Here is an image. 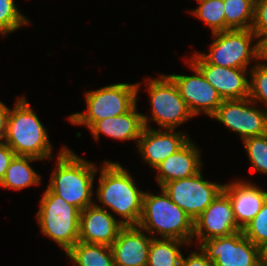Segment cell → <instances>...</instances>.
Wrapping results in <instances>:
<instances>
[{
    "label": "cell",
    "instance_id": "6da1fadb",
    "mask_svg": "<svg viewBox=\"0 0 267 266\" xmlns=\"http://www.w3.org/2000/svg\"><path fill=\"white\" fill-rule=\"evenodd\" d=\"M96 197L105 207L122 217L124 226L138 225L144 192L118 162L106 161L100 171Z\"/></svg>",
    "mask_w": 267,
    "mask_h": 266
},
{
    "label": "cell",
    "instance_id": "7a4b0ae2",
    "mask_svg": "<svg viewBox=\"0 0 267 266\" xmlns=\"http://www.w3.org/2000/svg\"><path fill=\"white\" fill-rule=\"evenodd\" d=\"M56 162L48 188L80 211L93 205L92 188L98 167L67 147L60 150Z\"/></svg>",
    "mask_w": 267,
    "mask_h": 266
},
{
    "label": "cell",
    "instance_id": "3957f363",
    "mask_svg": "<svg viewBox=\"0 0 267 266\" xmlns=\"http://www.w3.org/2000/svg\"><path fill=\"white\" fill-rule=\"evenodd\" d=\"M5 143L17 156L53 159L46 128L24 97H19L9 111Z\"/></svg>",
    "mask_w": 267,
    "mask_h": 266
},
{
    "label": "cell",
    "instance_id": "277c9868",
    "mask_svg": "<svg viewBox=\"0 0 267 266\" xmlns=\"http://www.w3.org/2000/svg\"><path fill=\"white\" fill-rule=\"evenodd\" d=\"M138 226L152 237L156 232L161 238L177 239L190 244L194 238V220L162 188L160 195L144 192Z\"/></svg>",
    "mask_w": 267,
    "mask_h": 266
},
{
    "label": "cell",
    "instance_id": "5b68a950",
    "mask_svg": "<svg viewBox=\"0 0 267 266\" xmlns=\"http://www.w3.org/2000/svg\"><path fill=\"white\" fill-rule=\"evenodd\" d=\"M41 232L67 253L79 241L80 210L48 187L36 214Z\"/></svg>",
    "mask_w": 267,
    "mask_h": 266
},
{
    "label": "cell",
    "instance_id": "8992f818",
    "mask_svg": "<svg viewBox=\"0 0 267 266\" xmlns=\"http://www.w3.org/2000/svg\"><path fill=\"white\" fill-rule=\"evenodd\" d=\"M140 84L117 83L85 92L87 109L68 117L73 124L90 129L97 121L128 112L136 103Z\"/></svg>",
    "mask_w": 267,
    "mask_h": 266
},
{
    "label": "cell",
    "instance_id": "52a82bcc",
    "mask_svg": "<svg viewBox=\"0 0 267 266\" xmlns=\"http://www.w3.org/2000/svg\"><path fill=\"white\" fill-rule=\"evenodd\" d=\"M215 38L209 53H198L207 63L227 68L247 69L251 60H258V41L252 29L228 30L212 34Z\"/></svg>",
    "mask_w": 267,
    "mask_h": 266
},
{
    "label": "cell",
    "instance_id": "ba28073f",
    "mask_svg": "<svg viewBox=\"0 0 267 266\" xmlns=\"http://www.w3.org/2000/svg\"><path fill=\"white\" fill-rule=\"evenodd\" d=\"M147 84L152 107L150 118L162 129L175 130L178 125L194 117L168 75L147 80Z\"/></svg>",
    "mask_w": 267,
    "mask_h": 266
},
{
    "label": "cell",
    "instance_id": "9c48e42d",
    "mask_svg": "<svg viewBox=\"0 0 267 266\" xmlns=\"http://www.w3.org/2000/svg\"><path fill=\"white\" fill-rule=\"evenodd\" d=\"M214 266H263V251L242 230L232 235L211 238L200 245Z\"/></svg>",
    "mask_w": 267,
    "mask_h": 266
},
{
    "label": "cell",
    "instance_id": "30bf717a",
    "mask_svg": "<svg viewBox=\"0 0 267 266\" xmlns=\"http://www.w3.org/2000/svg\"><path fill=\"white\" fill-rule=\"evenodd\" d=\"M202 171L165 183L161 188L170 199L195 220L223 191L224 185L204 180Z\"/></svg>",
    "mask_w": 267,
    "mask_h": 266
},
{
    "label": "cell",
    "instance_id": "8fae6325",
    "mask_svg": "<svg viewBox=\"0 0 267 266\" xmlns=\"http://www.w3.org/2000/svg\"><path fill=\"white\" fill-rule=\"evenodd\" d=\"M248 97L223 100L211 116L231 131L238 133L242 140L267 133V109L254 107Z\"/></svg>",
    "mask_w": 267,
    "mask_h": 266
},
{
    "label": "cell",
    "instance_id": "7c38bea8",
    "mask_svg": "<svg viewBox=\"0 0 267 266\" xmlns=\"http://www.w3.org/2000/svg\"><path fill=\"white\" fill-rule=\"evenodd\" d=\"M190 68L195 75H168L178 87L181 97L185 101L193 116L201 112L211 117L223 102L217 90L206 80L202 72L190 61Z\"/></svg>",
    "mask_w": 267,
    "mask_h": 266
},
{
    "label": "cell",
    "instance_id": "4fadbf2b",
    "mask_svg": "<svg viewBox=\"0 0 267 266\" xmlns=\"http://www.w3.org/2000/svg\"><path fill=\"white\" fill-rule=\"evenodd\" d=\"M238 227L232 203L222 191L214 201L194 220V234L201 244L211 238L232 235Z\"/></svg>",
    "mask_w": 267,
    "mask_h": 266
},
{
    "label": "cell",
    "instance_id": "5bb4252c",
    "mask_svg": "<svg viewBox=\"0 0 267 266\" xmlns=\"http://www.w3.org/2000/svg\"><path fill=\"white\" fill-rule=\"evenodd\" d=\"M217 90L223 100L244 99L249 96L248 69L227 68L207 63L198 53L190 59Z\"/></svg>",
    "mask_w": 267,
    "mask_h": 266
},
{
    "label": "cell",
    "instance_id": "9a60e30c",
    "mask_svg": "<svg viewBox=\"0 0 267 266\" xmlns=\"http://www.w3.org/2000/svg\"><path fill=\"white\" fill-rule=\"evenodd\" d=\"M123 227L121 220L94 203L80 211L79 241L111 246Z\"/></svg>",
    "mask_w": 267,
    "mask_h": 266
},
{
    "label": "cell",
    "instance_id": "2e32d148",
    "mask_svg": "<svg viewBox=\"0 0 267 266\" xmlns=\"http://www.w3.org/2000/svg\"><path fill=\"white\" fill-rule=\"evenodd\" d=\"M163 130L144 126L137 144L144 161L154 169L190 140L188 135L183 132L169 129Z\"/></svg>",
    "mask_w": 267,
    "mask_h": 266
},
{
    "label": "cell",
    "instance_id": "e0dca14e",
    "mask_svg": "<svg viewBox=\"0 0 267 266\" xmlns=\"http://www.w3.org/2000/svg\"><path fill=\"white\" fill-rule=\"evenodd\" d=\"M152 238L138 225L124 226L111 245L114 266H147Z\"/></svg>",
    "mask_w": 267,
    "mask_h": 266
},
{
    "label": "cell",
    "instance_id": "ac0fdd59",
    "mask_svg": "<svg viewBox=\"0 0 267 266\" xmlns=\"http://www.w3.org/2000/svg\"><path fill=\"white\" fill-rule=\"evenodd\" d=\"M223 192L232 203L234 216L241 230L257 215L267 200V191L246 180L224 184Z\"/></svg>",
    "mask_w": 267,
    "mask_h": 266
},
{
    "label": "cell",
    "instance_id": "d6986e66",
    "mask_svg": "<svg viewBox=\"0 0 267 266\" xmlns=\"http://www.w3.org/2000/svg\"><path fill=\"white\" fill-rule=\"evenodd\" d=\"M136 104L126 113L107 117L97 121L89 130L98 141L100 134H104L113 139L121 141L134 140L136 144L141 136L144 126L148 127V116L138 113Z\"/></svg>",
    "mask_w": 267,
    "mask_h": 266
},
{
    "label": "cell",
    "instance_id": "ffe728a7",
    "mask_svg": "<svg viewBox=\"0 0 267 266\" xmlns=\"http://www.w3.org/2000/svg\"><path fill=\"white\" fill-rule=\"evenodd\" d=\"M201 151L189 140L176 153L171 154L155 167L160 188L167 182L190 177L201 171Z\"/></svg>",
    "mask_w": 267,
    "mask_h": 266
},
{
    "label": "cell",
    "instance_id": "44dd1931",
    "mask_svg": "<svg viewBox=\"0 0 267 266\" xmlns=\"http://www.w3.org/2000/svg\"><path fill=\"white\" fill-rule=\"evenodd\" d=\"M40 160L30 156H15L5 172L0 186L7 189L21 190L41 183L40 175L32 169L30 162Z\"/></svg>",
    "mask_w": 267,
    "mask_h": 266
},
{
    "label": "cell",
    "instance_id": "7402d4cb",
    "mask_svg": "<svg viewBox=\"0 0 267 266\" xmlns=\"http://www.w3.org/2000/svg\"><path fill=\"white\" fill-rule=\"evenodd\" d=\"M66 255L75 266H114L111 246L78 241Z\"/></svg>",
    "mask_w": 267,
    "mask_h": 266
},
{
    "label": "cell",
    "instance_id": "603a6c76",
    "mask_svg": "<svg viewBox=\"0 0 267 266\" xmlns=\"http://www.w3.org/2000/svg\"><path fill=\"white\" fill-rule=\"evenodd\" d=\"M190 243L177 239L153 237L149 245L147 266H180L181 245Z\"/></svg>",
    "mask_w": 267,
    "mask_h": 266
},
{
    "label": "cell",
    "instance_id": "cb8c5ba5",
    "mask_svg": "<svg viewBox=\"0 0 267 266\" xmlns=\"http://www.w3.org/2000/svg\"><path fill=\"white\" fill-rule=\"evenodd\" d=\"M225 31L252 29L255 0H223Z\"/></svg>",
    "mask_w": 267,
    "mask_h": 266
},
{
    "label": "cell",
    "instance_id": "d4e9b609",
    "mask_svg": "<svg viewBox=\"0 0 267 266\" xmlns=\"http://www.w3.org/2000/svg\"><path fill=\"white\" fill-rule=\"evenodd\" d=\"M199 7L192 14L204 21L213 33L225 31V13L223 0H197Z\"/></svg>",
    "mask_w": 267,
    "mask_h": 266
},
{
    "label": "cell",
    "instance_id": "484cf974",
    "mask_svg": "<svg viewBox=\"0 0 267 266\" xmlns=\"http://www.w3.org/2000/svg\"><path fill=\"white\" fill-rule=\"evenodd\" d=\"M252 171L267 175V133L243 140Z\"/></svg>",
    "mask_w": 267,
    "mask_h": 266
},
{
    "label": "cell",
    "instance_id": "4316f807",
    "mask_svg": "<svg viewBox=\"0 0 267 266\" xmlns=\"http://www.w3.org/2000/svg\"><path fill=\"white\" fill-rule=\"evenodd\" d=\"M14 0H0V34L5 35L14 32L30 21L20 13Z\"/></svg>",
    "mask_w": 267,
    "mask_h": 266
},
{
    "label": "cell",
    "instance_id": "83f0119b",
    "mask_svg": "<svg viewBox=\"0 0 267 266\" xmlns=\"http://www.w3.org/2000/svg\"><path fill=\"white\" fill-rule=\"evenodd\" d=\"M256 63L255 67L250 69L248 98L255 103L263 102L267 108V63Z\"/></svg>",
    "mask_w": 267,
    "mask_h": 266
},
{
    "label": "cell",
    "instance_id": "f1b7e54d",
    "mask_svg": "<svg viewBox=\"0 0 267 266\" xmlns=\"http://www.w3.org/2000/svg\"><path fill=\"white\" fill-rule=\"evenodd\" d=\"M243 235L262 250L267 245V200L257 215L242 229Z\"/></svg>",
    "mask_w": 267,
    "mask_h": 266
},
{
    "label": "cell",
    "instance_id": "f546056e",
    "mask_svg": "<svg viewBox=\"0 0 267 266\" xmlns=\"http://www.w3.org/2000/svg\"><path fill=\"white\" fill-rule=\"evenodd\" d=\"M252 31L258 40L267 35V0H255Z\"/></svg>",
    "mask_w": 267,
    "mask_h": 266
},
{
    "label": "cell",
    "instance_id": "4dcf8cb0",
    "mask_svg": "<svg viewBox=\"0 0 267 266\" xmlns=\"http://www.w3.org/2000/svg\"><path fill=\"white\" fill-rule=\"evenodd\" d=\"M197 248L199 252H191L187 258L182 255L180 266H214L201 247L198 246Z\"/></svg>",
    "mask_w": 267,
    "mask_h": 266
},
{
    "label": "cell",
    "instance_id": "1f68e13d",
    "mask_svg": "<svg viewBox=\"0 0 267 266\" xmlns=\"http://www.w3.org/2000/svg\"><path fill=\"white\" fill-rule=\"evenodd\" d=\"M15 156L14 151L6 143L0 144V182Z\"/></svg>",
    "mask_w": 267,
    "mask_h": 266
},
{
    "label": "cell",
    "instance_id": "d6a6232c",
    "mask_svg": "<svg viewBox=\"0 0 267 266\" xmlns=\"http://www.w3.org/2000/svg\"><path fill=\"white\" fill-rule=\"evenodd\" d=\"M9 111V107L0 101V144L5 143Z\"/></svg>",
    "mask_w": 267,
    "mask_h": 266
},
{
    "label": "cell",
    "instance_id": "836d02e7",
    "mask_svg": "<svg viewBox=\"0 0 267 266\" xmlns=\"http://www.w3.org/2000/svg\"><path fill=\"white\" fill-rule=\"evenodd\" d=\"M258 59L260 62H267V35L262 36L258 40ZM263 60V61H262Z\"/></svg>",
    "mask_w": 267,
    "mask_h": 266
},
{
    "label": "cell",
    "instance_id": "e575fe53",
    "mask_svg": "<svg viewBox=\"0 0 267 266\" xmlns=\"http://www.w3.org/2000/svg\"><path fill=\"white\" fill-rule=\"evenodd\" d=\"M262 251H263V262H264V265H267V245Z\"/></svg>",
    "mask_w": 267,
    "mask_h": 266
}]
</instances>
